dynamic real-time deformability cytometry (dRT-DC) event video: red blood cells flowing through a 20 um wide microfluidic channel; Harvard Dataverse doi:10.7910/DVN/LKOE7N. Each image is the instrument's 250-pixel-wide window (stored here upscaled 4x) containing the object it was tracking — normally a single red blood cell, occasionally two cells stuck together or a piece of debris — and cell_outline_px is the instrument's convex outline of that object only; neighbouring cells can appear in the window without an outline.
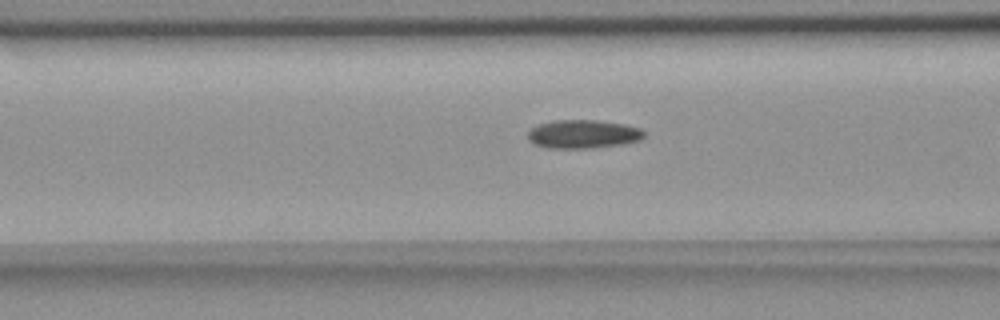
{"species": "common noctule bat (a hibernating species)", "species_latin": "Nyctalus noctula", "temperature_condition": "room temperature", "stored_images_in_passage": 18, "camera_frame_rate_fps": 3000, "um_per_image_px": 0.085, "animal": {"sex": "female", "body_mass_g": 18.4}, "frame": {"image": 1, "passage_image": 16, "time_ms": 5.0, "image_size_px": [1000, 320], "cell_outline_px": [[644, 136], [640, 140], [624, 144], [596, 148], [548, 148], [532, 144], [528, 140], [528, 132], [536, 124], [552, 120], [596, 120], [624, 124], [640, 128], [644, 132]], "centroid_in_image_um": [49.53, 11.4], "position_along_channel_um": 117.1, "area_um2": 19.59}}